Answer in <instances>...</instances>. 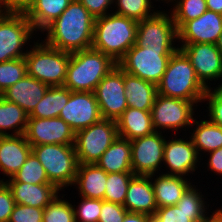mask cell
Segmentation results:
<instances>
[{
	"mask_svg": "<svg viewBox=\"0 0 222 222\" xmlns=\"http://www.w3.org/2000/svg\"><path fill=\"white\" fill-rule=\"evenodd\" d=\"M95 18L78 1L72 0L62 14L49 24L43 42L67 53L89 49L92 46Z\"/></svg>",
	"mask_w": 222,
	"mask_h": 222,
	"instance_id": "cell-1",
	"label": "cell"
},
{
	"mask_svg": "<svg viewBox=\"0 0 222 222\" xmlns=\"http://www.w3.org/2000/svg\"><path fill=\"white\" fill-rule=\"evenodd\" d=\"M207 91L198 79L189 58L179 48L168 61L166 71L157 84V93L164 97L191 101L197 105L203 102Z\"/></svg>",
	"mask_w": 222,
	"mask_h": 222,
	"instance_id": "cell-2",
	"label": "cell"
},
{
	"mask_svg": "<svg viewBox=\"0 0 222 222\" xmlns=\"http://www.w3.org/2000/svg\"><path fill=\"white\" fill-rule=\"evenodd\" d=\"M138 21L115 13L95 19L91 48L118 63L136 43Z\"/></svg>",
	"mask_w": 222,
	"mask_h": 222,
	"instance_id": "cell-3",
	"label": "cell"
},
{
	"mask_svg": "<svg viewBox=\"0 0 222 222\" xmlns=\"http://www.w3.org/2000/svg\"><path fill=\"white\" fill-rule=\"evenodd\" d=\"M117 63L93 48L71 53L64 86L70 91L94 92Z\"/></svg>",
	"mask_w": 222,
	"mask_h": 222,
	"instance_id": "cell-4",
	"label": "cell"
},
{
	"mask_svg": "<svg viewBox=\"0 0 222 222\" xmlns=\"http://www.w3.org/2000/svg\"><path fill=\"white\" fill-rule=\"evenodd\" d=\"M34 41L24 57L27 75L48 86H62L67 76L71 53L52 48L43 41Z\"/></svg>",
	"mask_w": 222,
	"mask_h": 222,
	"instance_id": "cell-5",
	"label": "cell"
},
{
	"mask_svg": "<svg viewBox=\"0 0 222 222\" xmlns=\"http://www.w3.org/2000/svg\"><path fill=\"white\" fill-rule=\"evenodd\" d=\"M32 153L44 167L51 184L60 191L72 187L79 166L74 145L42 144L32 146Z\"/></svg>",
	"mask_w": 222,
	"mask_h": 222,
	"instance_id": "cell-6",
	"label": "cell"
},
{
	"mask_svg": "<svg viewBox=\"0 0 222 222\" xmlns=\"http://www.w3.org/2000/svg\"><path fill=\"white\" fill-rule=\"evenodd\" d=\"M175 51L177 50H154L135 43L117 65L125 73L157 85Z\"/></svg>",
	"mask_w": 222,
	"mask_h": 222,
	"instance_id": "cell-7",
	"label": "cell"
},
{
	"mask_svg": "<svg viewBox=\"0 0 222 222\" xmlns=\"http://www.w3.org/2000/svg\"><path fill=\"white\" fill-rule=\"evenodd\" d=\"M118 136L116 121L104 118L77 131L74 146L79 164H96Z\"/></svg>",
	"mask_w": 222,
	"mask_h": 222,
	"instance_id": "cell-8",
	"label": "cell"
},
{
	"mask_svg": "<svg viewBox=\"0 0 222 222\" xmlns=\"http://www.w3.org/2000/svg\"><path fill=\"white\" fill-rule=\"evenodd\" d=\"M34 31L25 13L1 12L0 63L24 58L28 49L25 51L23 47L32 39V35H35Z\"/></svg>",
	"mask_w": 222,
	"mask_h": 222,
	"instance_id": "cell-9",
	"label": "cell"
},
{
	"mask_svg": "<svg viewBox=\"0 0 222 222\" xmlns=\"http://www.w3.org/2000/svg\"><path fill=\"white\" fill-rule=\"evenodd\" d=\"M177 40L178 29L170 12L158 10L153 16L138 21L136 31L138 46L154 50H178L179 47L174 46Z\"/></svg>",
	"mask_w": 222,
	"mask_h": 222,
	"instance_id": "cell-10",
	"label": "cell"
},
{
	"mask_svg": "<svg viewBox=\"0 0 222 222\" xmlns=\"http://www.w3.org/2000/svg\"><path fill=\"white\" fill-rule=\"evenodd\" d=\"M195 103L178 98L164 97L157 94L151 108L152 123L155 131L183 129L192 126L195 117ZM161 129V130H160Z\"/></svg>",
	"mask_w": 222,
	"mask_h": 222,
	"instance_id": "cell-11",
	"label": "cell"
},
{
	"mask_svg": "<svg viewBox=\"0 0 222 222\" xmlns=\"http://www.w3.org/2000/svg\"><path fill=\"white\" fill-rule=\"evenodd\" d=\"M131 142V167L135 175L155 177L163 164L164 145L162 132L136 138ZM160 166V167H159Z\"/></svg>",
	"mask_w": 222,
	"mask_h": 222,
	"instance_id": "cell-12",
	"label": "cell"
},
{
	"mask_svg": "<svg viewBox=\"0 0 222 222\" xmlns=\"http://www.w3.org/2000/svg\"><path fill=\"white\" fill-rule=\"evenodd\" d=\"M94 94L102 118L116 121L128 108L124 71L117 65L97 85Z\"/></svg>",
	"mask_w": 222,
	"mask_h": 222,
	"instance_id": "cell-13",
	"label": "cell"
},
{
	"mask_svg": "<svg viewBox=\"0 0 222 222\" xmlns=\"http://www.w3.org/2000/svg\"><path fill=\"white\" fill-rule=\"evenodd\" d=\"M74 130L61 118L28 117L24 136L31 146L42 144L74 145Z\"/></svg>",
	"mask_w": 222,
	"mask_h": 222,
	"instance_id": "cell-14",
	"label": "cell"
},
{
	"mask_svg": "<svg viewBox=\"0 0 222 222\" xmlns=\"http://www.w3.org/2000/svg\"><path fill=\"white\" fill-rule=\"evenodd\" d=\"M178 47L189 58L198 79L207 89L212 88L210 81L222 79V54L216 44H182Z\"/></svg>",
	"mask_w": 222,
	"mask_h": 222,
	"instance_id": "cell-15",
	"label": "cell"
},
{
	"mask_svg": "<svg viewBox=\"0 0 222 222\" xmlns=\"http://www.w3.org/2000/svg\"><path fill=\"white\" fill-rule=\"evenodd\" d=\"M197 189L191 185L176 205L157 208L151 222H201L208 208Z\"/></svg>",
	"mask_w": 222,
	"mask_h": 222,
	"instance_id": "cell-16",
	"label": "cell"
},
{
	"mask_svg": "<svg viewBox=\"0 0 222 222\" xmlns=\"http://www.w3.org/2000/svg\"><path fill=\"white\" fill-rule=\"evenodd\" d=\"M63 119L76 133L102 119L94 92L70 91L67 104L60 111Z\"/></svg>",
	"mask_w": 222,
	"mask_h": 222,
	"instance_id": "cell-17",
	"label": "cell"
},
{
	"mask_svg": "<svg viewBox=\"0 0 222 222\" xmlns=\"http://www.w3.org/2000/svg\"><path fill=\"white\" fill-rule=\"evenodd\" d=\"M176 138L166 140L164 145L163 163L167 168L165 174L186 177L190 172V174L192 172L194 174L202 155L199 156L191 137L187 141L183 138Z\"/></svg>",
	"mask_w": 222,
	"mask_h": 222,
	"instance_id": "cell-18",
	"label": "cell"
},
{
	"mask_svg": "<svg viewBox=\"0 0 222 222\" xmlns=\"http://www.w3.org/2000/svg\"><path fill=\"white\" fill-rule=\"evenodd\" d=\"M222 33V15L214 11H205L196 19L187 21L178 30V42L181 44H216Z\"/></svg>",
	"mask_w": 222,
	"mask_h": 222,
	"instance_id": "cell-19",
	"label": "cell"
},
{
	"mask_svg": "<svg viewBox=\"0 0 222 222\" xmlns=\"http://www.w3.org/2000/svg\"><path fill=\"white\" fill-rule=\"evenodd\" d=\"M151 176L134 175L128 185L123 204L128 212L144 213L153 216L157 210Z\"/></svg>",
	"mask_w": 222,
	"mask_h": 222,
	"instance_id": "cell-20",
	"label": "cell"
},
{
	"mask_svg": "<svg viewBox=\"0 0 222 222\" xmlns=\"http://www.w3.org/2000/svg\"><path fill=\"white\" fill-rule=\"evenodd\" d=\"M32 152L24 134L0 136V170L9 179L22 167Z\"/></svg>",
	"mask_w": 222,
	"mask_h": 222,
	"instance_id": "cell-21",
	"label": "cell"
},
{
	"mask_svg": "<svg viewBox=\"0 0 222 222\" xmlns=\"http://www.w3.org/2000/svg\"><path fill=\"white\" fill-rule=\"evenodd\" d=\"M49 86L26 75L4 91L1 96L30 114L43 98Z\"/></svg>",
	"mask_w": 222,
	"mask_h": 222,
	"instance_id": "cell-22",
	"label": "cell"
},
{
	"mask_svg": "<svg viewBox=\"0 0 222 222\" xmlns=\"http://www.w3.org/2000/svg\"><path fill=\"white\" fill-rule=\"evenodd\" d=\"M10 188L16 204L45 208L60 192L53 184H31L5 182Z\"/></svg>",
	"mask_w": 222,
	"mask_h": 222,
	"instance_id": "cell-23",
	"label": "cell"
},
{
	"mask_svg": "<svg viewBox=\"0 0 222 222\" xmlns=\"http://www.w3.org/2000/svg\"><path fill=\"white\" fill-rule=\"evenodd\" d=\"M161 173L154 178V181L153 178L151 179L157 207L176 205L193 184L187 180V177Z\"/></svg>",
	"mask_w": 222,
	"mask_h": 222,
	"instance_id": "cell-24",
	"label": "cell"
},
{
	"mask_svg": "<svg viewBox=\"0 0 222 222\" xmlns=\"http://www.w3.org/2000/svg\"><path fill=\"white\" fill-rule=\"evenodd\" d=\"M120 137L130 141L155 132L151 110H139L128 107L116 120Z\"/></svg>",
	"mask_w": 222,
	"mask_h": 222,
	"instance_id": "cell-25",
	"label": "cell"
},
{
	"mask_svg": "<svg viewBox=\"0 0 222 222\" xmlns=\"http://www.w3.org/2000/svg\"><path fill=\"white\" fill-rule=\"evenodd\" d=\"M106 181L107 173L96 164H79L73 186L81 197L104 200Z\"/></svg>",
	"mask_w": 222,
	"mask_h": 222,
	"instance_id": "cell-26",
	"label": "cell"
},
{
	"mask_svg": "<svg viewBox=\"0 0 222 222\" xmlns=\"http://www.w3.org/2000/svg\"><path fill=\"white\" fill-rule=\"evenodd\" d=\"M124 89L128 107L151 110L157 96V85L124 72Z\"/></svg>",
	"mask_w": 222,
	"mask_h": 222,
	"instance_id": "cell-27",
	"label": "cell"
},
{
	"mask_svg": "<svg viewBox=\"0 0 222 222\" xmlns=\"http://www.w3.org/2000/svg\"><path fill=\"white\" fill-rule=\"evenodd\" d=\"M96 165L106 173L132 172L130 140L118 136Z\"/></svg>",
	"mask_w": 222,
	"mask_h": 222,
	"instance_id": "cell-28",
	"label": "cell"
},
{
	"mask_svg": "<svg viewBox=\"0 0 222 222\" xmlns=\"http://www.w3.org/2000/svg\"><path fill=\"white\" fill-rule=\"evenodd\" d=\"M72 0H34L25 12L35 32H41L68 7Z\"/></svg>",
	"mask_w": 222,
	"mask_h": 222,
	"instance_id": "cell-29",
	"label": "cell"
},
{
	"mask_svg": "<svg viewBox=\"0 0 222 222\" xmlns=\"http://www.w3.org/2000/svg\"><path fill=\"white\" fill-rule=\"evenodd\" d=\"M29 114L17 104L0 95V136H16L25 133ZM12 131L10 132L6 131Z\"/></svg>",
	"mask_w": 222,
	"mask_h": 222,
	"instance_id": "cell-30",
	"label": "cell"
},
{
	"mask_svg": "<svg viewBox=\"0 0 222 222\" xmlns=\"http://www.w3.org/2000/svg\"><path fill=\"white\" fill-rule=\"evenodd\" d=\"M70 98V90L64 85L49 86L43 98L29 114L32 118L59 117L60 111Z\"/></svg>",
	"mask_w": 222,
	"mask_h": 222,
	"instance_id": "cell-31",
	"label": "cell"
},
{
	"mask_svg": "<svg viewBox=\"0 0 222 222\" xmlns=\"http://www.w3.org/2000/svg\"><path fill=\"white\" fill-rule=\"evenodd\" d=\"M192 126H196L190 136L193 145L200 152H210L222 147V126L217 125L210 120H193Z\"/></svg>",
	"mask_w": 222,
	"mask_h": 222,
	"instance_id": "cell-32",
	"label": "cell"
},
{
	"mask_svg": "<svg viewBox=\"0 0 222 222\" xmlns=\"http://www.w3.org/2000/svg\"><path fill=\"white\" fill-rule=\"evenodd\" d=\"M4 182H24L31 184H51L44 167L38 158L31 152L22 167Z\"/></svg>",
	"mask_w": 222,
	"mask_h": 222,
	"instance_id": "cell-33",
	"label": "cell"
},
{
	"mask_svg": "<svg viewBox=\"0 0 222 222\" xmlns=\"http://www.w3.org/2000/svg\"><path fill=\"white\" fill-rule=\"evenodd\" d=\"M172 2L175 6L170 12L178 30L187 21L198 18L208 10L206 0H172Z\"/></svg>",
	"mask_w": 222,
	"mask_h": 222,
	"instance_id": "cell-34",
	"label": "cell"
},
{
	"mask_svg": "<svg viewBox=\"0 0 222 222\" xmlns=\"http://www.w3.org/2000/svg\"><path fill=\"white\" fill-rule=\"evenodd\" d=\"M133 172L107 173L104 200L123 205Z\"/></svg>",
	"mask_w": 222,
	"mask_h": 222,
	"instance_id": "cell-35",
	"label": "cell"
},
{
	"mask_svg": "<svg viewBox=\"0 0 222 222\" xmlns=\"http://www.w3.org/2000/svg\"><path fill=\"white\" fill-rule=\"evenodd\" d=\"M115 14L141 21L153 16L158 10H154L151 0H113ZM153 8V9H152ZM152 9V10H151ZM152 11V12H151Z\"/></svg>",
	"mask_w": 222,
	"mask_h": 222,
	"instance_id": "cell-36",
	"label": "cell"
},
{
	"mask_svg": "<svg viewBox=\"0 0 222 222\" xmlns=\"http://www.w3.org/2000/svg\"><path fill=\"white\" fill-rule=\"evenodd\" d=\"M27 75L25 58L0 63V95Z\"/></svg>",
	"mask_w": 222,
	"mask_h": 222,
	"instance_id": "cell-37",
	"label": "cell"
},
{
	"mask_svg": "<svg viewBox=\"0 0 222 222\" xmlns=\"http://www.w3.org/2000/svg\"><path fill=\"white\" fill-rule=\"evenodd\" d=\"M57 195L45 208L42 222H76L74 205ZM63 199V200H62Z\"/></svg>",
	"mask_w": 222,
	"mask_h": 222,
	"instance_id": "cell-38",
	"label": "cell"
},
{
	"mask_svg": "<svg viewBox=\"0 0 222 222\" xmlns=\"http://www.w3.org/2000/svg\"><path fill=\"white\" fill-rule=\"evenodd\" d=\"M80 205H74L76 222H98L102 199H91L81 197ZM76 207V208H75ZM78 208V209H77Z\"/></svg>",
	"mask_w": 222,
	"mask_h": 222,
	"instance_id": "cell-39",
	"label": "cell"
},
{
	"mask_svg": "<svg viewBox=\"0 0 222 222\" xmlns=\"http://www.w3.org/2000/svg\"><path fill=\"white\" fill-rule=\"evenodd\" d=\"M218 86V87H217ZM214 87L208 89L206 92L203 101H207V112L209 116V120L217 125L222 126V83Z\"/></svg>",
	"mask_w": 222,
	"mask_h": 222,
	"instance_id": "cell-40",
	"label": "cell"
},
{
	"mask_svg": "<svg viewBox=\"0 0 222 222\" xmlns=\"http://www.w3.org/2000/svg\"><path fill=\"white\" fill-rule=\"evenodd\" d=\"M43 208L16 204L11 213L9 222H42Z\"/></svg>",
	"mask_w": 222,
	"mask_h": 222,
	"instance_id": "cell-41",
	"label": "cell"
},
{
	"mask_svg": "<svg viewBox=\"0 0 222 222\" xmlns=\"http://www.w3.org/2000/svg\"><path fill=\"white\" fill-rule=\"evenodd\" d=\"M127 212L123 205L102 200L98 222H123Z\"/></svg>",
	"mask_w": 222,
	"mask_h": 222,
	"instance_id": "cell-42",
	"label": "cell"
},
{
	"mask_svg": "<svg viewBox=\"0 0 222 222\" xmlns=\"http://www.w3.org/2000/svg\"><path fill=\"white\" fill-rule=\"evenodd\" d=\"M4 180L0 179V222H9L16 203L10 188Z\"/></svg>",
	"mask_w": 222,
	"mask_h": 222,
	"instance_id": "cell-43",
	"label": "cell"
},
{
	"mask_svg": "<svg viewBox=\"0 0 222 222\" xmlns=\"http://www.w3.org/2000/svg\"><path fill=\"white\" fill-rule=\"evenodd\" d=\"M88 12L96 19L110 14L108 12L113 5V0H78Z\"/></svg>",
	"mask_w": 222,
	"mask_h": 222,
	"instance_id": "cell-44",
	"label": "cell"
},
{
	"mask_svg": "<svg viewBox=\"0 0 222 222\" xmlns=\"http://www.w3.org/2000/svg\"><path fill=\"white\" fill-rule=\"evenodd\" d=\"M34 0H0L1 12L25 13Z\"/></svg>",
	"mask_w": 222,
	"mask_h": 222,
	"instance_id": "cell-45",
	"label": "cell"
},
{
	"mask_svg": "<svg viewBox=\"0 0 222 222\" xmlns=\"http://www.w3.org/2000/svg\"><path fill=\"white\" fill-rule=\"evenodd\" d=\"M209 160L206 165H208V170L213 171V173H217L218 175H222V147L216 150L210 151Z\"/></svg>",
	"mask_w": 222,
	"mask_h": 222,
	"instance_id": "cell-46",
	"label": "cell"
},
{
	"mask_svg": "<svg viewBox=\"0 0 222 222\" xmlns=\"http://www.w3.org/2000/svg\"><path fill=\"white\" fill-rule=\"evenodd\" d=\"M152 217L144 213L127 212L123 222H151Z\"/></svg>",
	"mask_w": 222,
	"mask_h": 222,
	"instance_id": "cell-47",
	"label": "cell"
},
{
	"mask_svg": "<svg viewBox=\"0 0 222 222\" xmlns=\"http://www.w3.org/2000/svg\"><path fill=\"white\" fill-rule=\"evenodd\" d=\"M209 212L205 215L201 222H222V207L212 212V215H208ZM209 216V217H208Z\"/></svg>",
	"mask_w": 222,
	"mask_h": 222,
	"instance_id": "cell-48",
	"label": "cell"
},
{
	"mask_svg": "<svg viewBox=\"0 0 222 222\" xmlns=\"http://www.w3.org/2000/svg\"><path fill=\"white\" fill-rule=\"evenodd\" d=\"M207 9L222 15V0H206Z\"/></svg>",
	"mask_w": 222,
	"mask_h": 222,
	"instance_id": "cell-49",
	"label": "cell"
},
{
	"mask_svg": "<svg viewBox=\"0 0 222 222\" xmlns=\"http://www.w3.org/2000/svg\"><path fill=\"white\" fill-rule=\"evenodd\" d=\"M217 48L220 50L222 54V33L219 35L218 41L216 43Z\"/></svg>",
	"mask_w": 222,
	"mask_h": 222,
	"instance_id": "cell-50",
	"label": "cell"
},
{
	"mask_svg": "<svg viewBox=\"0 0 222 222\" xmlns=\"http://www.w3.org/2000/svg\"><path fill=\"white\" fill-rule=\"evenodd\" d=\"M156 1H159V2H160V0H156ZM162 1H165V2H167V3H169V2L172 3V2H171L172 0H162Z\"/></svg>",
	"mask_w": 222,
	"mask_h": 222,
	"instance_id": "cell-51",
	"label": "cell"
}]
</instances>
